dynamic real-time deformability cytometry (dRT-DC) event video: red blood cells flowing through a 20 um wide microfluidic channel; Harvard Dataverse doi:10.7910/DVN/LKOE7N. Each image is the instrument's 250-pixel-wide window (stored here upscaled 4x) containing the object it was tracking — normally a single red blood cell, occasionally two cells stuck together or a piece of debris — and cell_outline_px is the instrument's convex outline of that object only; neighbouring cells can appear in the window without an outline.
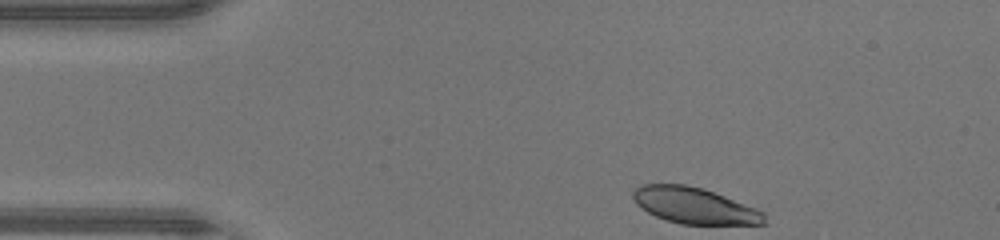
{"species": "human", "species_latin": "Homo sapiens", "temperature_condition": "warm", "stored_images_in_passage": 33, "camera_frame_rate_fps": 3000, "um_per_image_px": 0.085, "donor": {"sex": "male"}, "frame": {"image": 1, "passage_image": 1, "time_ms": 0.0, "image_size_px": [1000, 240], "cell_outline_px": [[768, 224], [680, 224], [656, 216], [648, 212], [636, 204], [632, 196], [632, 192], [640, 184], [684, 184], [700, 188], [724, 196], [756, 208], [764, 212]], "centroid_in_image_um": [59.03, 17.48], "position_along_channel_um": 26.0, "area_um2": 27.46}}
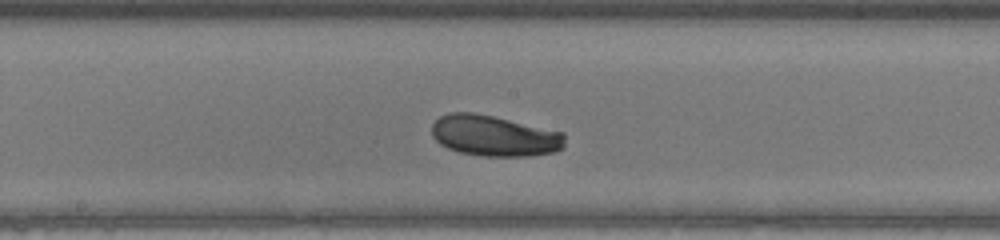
{"frame": {"image": 2, "passage_image": 18, "time_ms": 5.667, "image_size_px": [1000, 240], "cell_outline_px": [[564, 148], [556, 152], [528, 156], [484, 156], [460, 152], [448, 148], [440, 144], [432, 136], [432, 124], [440, 116], [448, 112], [472, 112], [492, 116], [564, 132]], "centroid_in_image_um": [42.02, 11.54], "position_along_channel_um": 206.2, "area_um2": 31.73}}
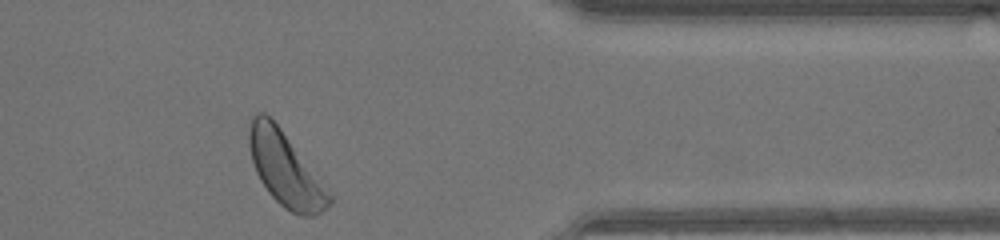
{"frame": {"image": 3, "passage_image": 32, "time_ms": 10.333, "image_size_px": [1000, 240], "cell_outline_px": [[332, 204], [316, 216], [304, 216], [292, 212], [284, 208], [268, 192], [260, 180], [256, 172], [252, 160], [248, 144], [248, 132], [252, 116], [256, 112], [264, 112], [280, 128], [332, 196]], "centroid_in_image_um": [24.22, 14.4], "position_along_channel_um": 387.2, "area_um2": 33.76}, "authors_computed_cell_mechanics": {"area_um2": 31.0386, "velocity_mm_per_s": 4.3505, "shape_relaxation_time_tau1_ms": 1.2546, "shape_relaxation_time_tau2_ms": null, "deformation_change_tau1": 0.098, "deformation_change_tau2": null}}